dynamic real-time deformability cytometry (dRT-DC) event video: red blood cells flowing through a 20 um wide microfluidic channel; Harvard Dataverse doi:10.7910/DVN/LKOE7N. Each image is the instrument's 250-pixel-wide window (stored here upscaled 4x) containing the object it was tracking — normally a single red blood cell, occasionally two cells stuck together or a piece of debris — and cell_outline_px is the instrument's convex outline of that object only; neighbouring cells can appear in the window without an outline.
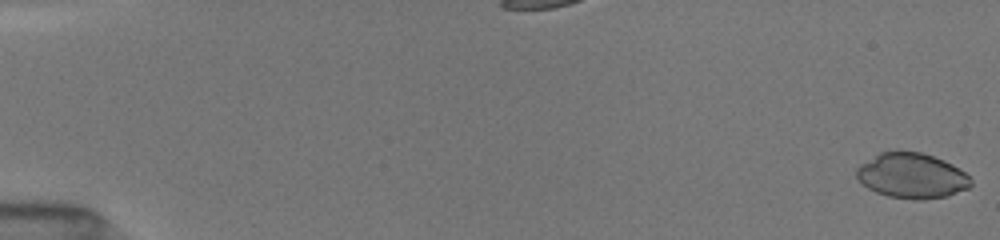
{"species": "common noctule bat (a hibernating species)", "species_latin": "Nyctalus noctula", "temperature_condition": "room temperature", "stored_images_in_passage": 52, "camera_frame_rate_fps": 3000, "um_per_image_px": 0.085, "animal": {"sex": "female", "body_mass_g": 19.5, "forearm_length_mm": 54.1}, "frame": {"image": 1, "passage_image": 1, "time_ms": 0.0, "image_size_px": [1000, 240], "cell_outline_px": [[972, 184], [968, 188], [948, 196], [924, 200], [912, 200], [888, 196], [876, 192], [868, 188], [856, 176], [856, 168], [860, 164], [880, 152], [920, 152], [944, 160], [952, 164], [964, 172], [972, 180]], "centroid_in_image_um": [77.51, 14.96], "position_along_channel_um": 7.5, "area_um2": 30.0}}
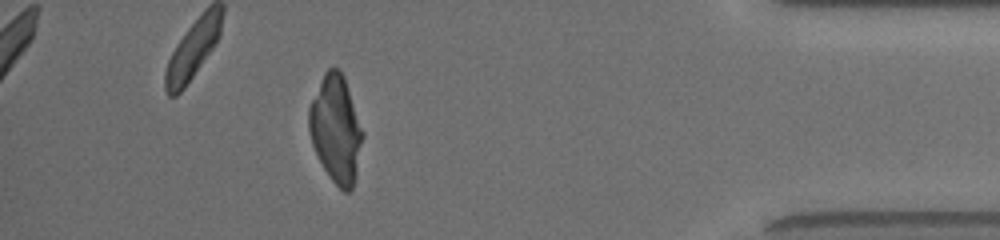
{"frame": {"image": 2, "passage_image": 47, "time_ms": 15.333, "image_size_px": [1000, 240], "cell_outline_px": [[364, 136], [356, 176], [352, 188], [348, 192], [344, 192], [332, 180], [324, 168], [312, 144], [308, 128], [308, 108], [324, 72], [328, 68], [340, 68], [344, 76], [364, 132]], "centroid_in_image_um": [28.56, 10.95], "position_along_channel_um": 406.6, "area_um2": 33.52}}